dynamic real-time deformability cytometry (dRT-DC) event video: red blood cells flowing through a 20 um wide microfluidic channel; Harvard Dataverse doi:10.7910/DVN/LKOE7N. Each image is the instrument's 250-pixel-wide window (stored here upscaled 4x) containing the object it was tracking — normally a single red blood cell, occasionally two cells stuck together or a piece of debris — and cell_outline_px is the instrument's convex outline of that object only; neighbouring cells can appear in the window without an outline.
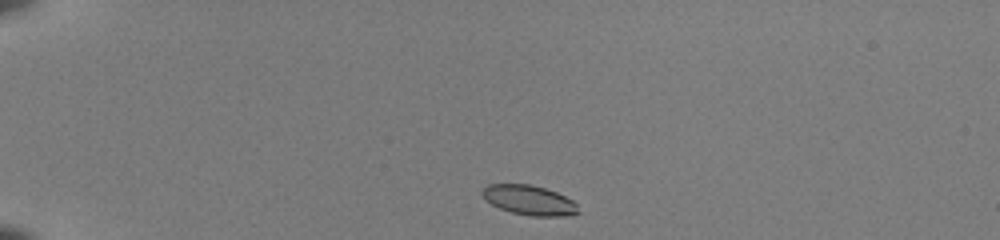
{"species": "common noctule bat (a hibernating species)", "species_latin": "Nyctalus noctula", "temperature_condition": "room temperature", "stored_images_in_passage": 40, "camera_frame_rate_fps": 3000, "um_per_image_px": 0.085, "animal": {"sex": "female", "body_mass_g": 22.0, "forearm_length_mm": 56.7}, "frame": {"image": 1, "passage_image": 1, "time_ms": 0.0, "image_size_px": [1000, 240], "cell_outline_px": [[580, 212], [560, 216], [532, 216], [512, 212], [500, 208], [492, 204], [480, 192], [488, 184], [528, 184], [544, 188], [556, 192], [572, 200], [576, 204]], "centroid_in_image_um": [44.98, 17.01], "position_along_channel_um": 40.0, "area_um2": 16.3}}
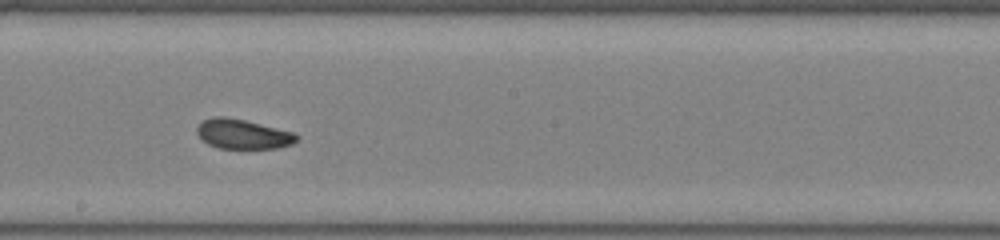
{"frame": {"image": 2, "passage_image": 20, "time_ms": 6.333, "image_size_px": [1000, 240], "cell_outline_px": [[300, 136], [292, 144], [276, 148], [220, 148], [208, 144], [196, 132], [196, 128], [204, 120], [212, 116], [224, 116], [244, 120], [292, 132]], "centroid_in_image_um": [20.63, 11.39], "position_along_channel_um": 227.6, "area_um2": 16.94}}
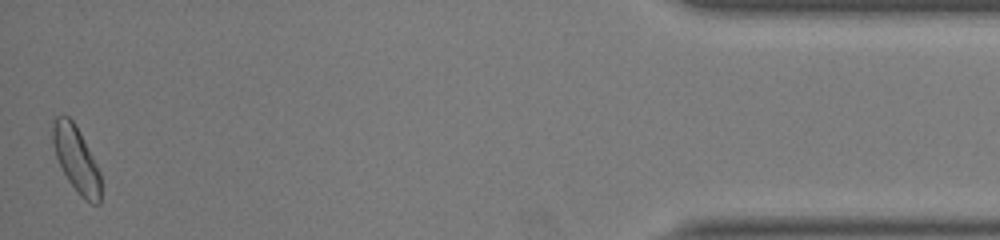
{"frame": {"image": 3, "passage_image": 40, "time_ms": 13.0, "image_size_px": [1000, 240], "cell_outline_px": [[100, 204], [92, 204], [84, 200], [80, 196], [68, 180], [56, 156], [52, 140], [52, 124], [56, 116], [68, 116], [72, 120], [80, 132], [100, 172]], "centroid_in_image_um": [6.48, 13.55], "position_along_channel_um": 428.7, "area_um2": 18.15}, "authors_computed_cell_mechanics": {"area_um2": 17.4556, "velocity_mm_per_s": 3.9875, "shape_relaxation_time_tau1_ms": 5.8098, "shape_relaxation_time_tau2_ms": 2.3629, "deformation_change_tau1": 0.1127, "deformation_change_tau2": 0.0747}}